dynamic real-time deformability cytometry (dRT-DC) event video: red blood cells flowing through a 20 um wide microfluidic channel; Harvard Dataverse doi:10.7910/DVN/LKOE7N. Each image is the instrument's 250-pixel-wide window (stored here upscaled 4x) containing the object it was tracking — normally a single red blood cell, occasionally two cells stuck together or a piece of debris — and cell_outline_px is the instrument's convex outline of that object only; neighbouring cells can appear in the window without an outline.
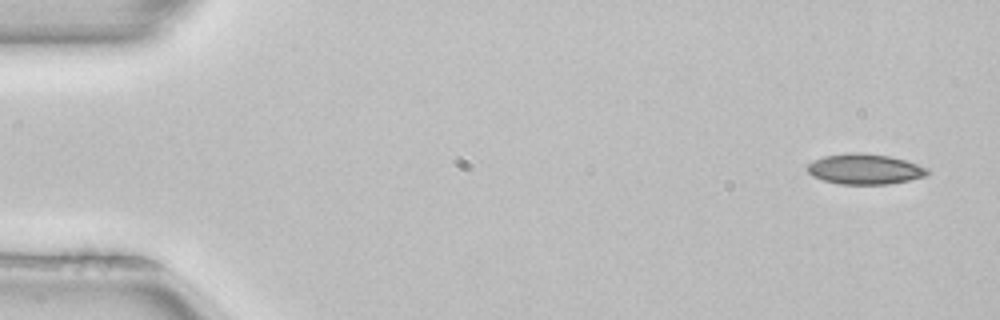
{"species": "common noctule bat (a hibernating species)", "species_latin": "Nyctalus noctula", "temperature_condition": "room temperature", "stored_images_in_passage": 52, "camera_frame_rate_fps": 3000, "um_per_image_px": 0.085, "animal": {"sex": "female", "body_mass_g": 22.7, "forearm_length_mm": 54.2}, "frame": {"image": 1, "passage_image": 3, "time_ms": 0.667, "image_size_px": [1000, 320], "cell_outline_px": [[928, 172], [924, 176], [908, 180], [888, 184], [840, 184], [824, 180], [812, 176], [808, 172], [808, 164], [812, 160], [824, 156], [848, 152], [856, 152], [888, 156], [904, 160], [928, 168]], "centroid_in_image_um": [73.46, 14.37], "position_along_channel_um": 11.5, "area_um2": 21.04}}
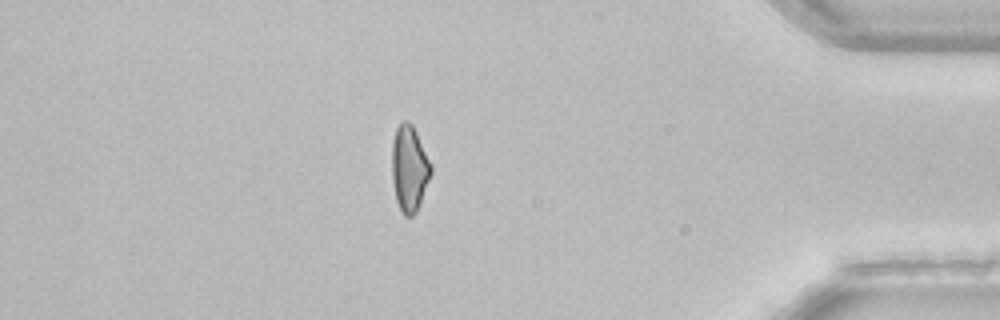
{"frame": {"image": 2, "passage_image": 45, "time_ms": 14.667, "image_size_px": [1000, 320], "cell_outline_px": [[432, 172], [416, 212], [412, 216], [404, 216], [396, 200], [392, 180], [392, 140], [396, 128], [400, 120], [408, 120], [412, 124], [432, 164]], "centroid_in_image_um": [34.78, 14.28], "position_along_channel_um": 400.4, "area_um2": 19.65}}
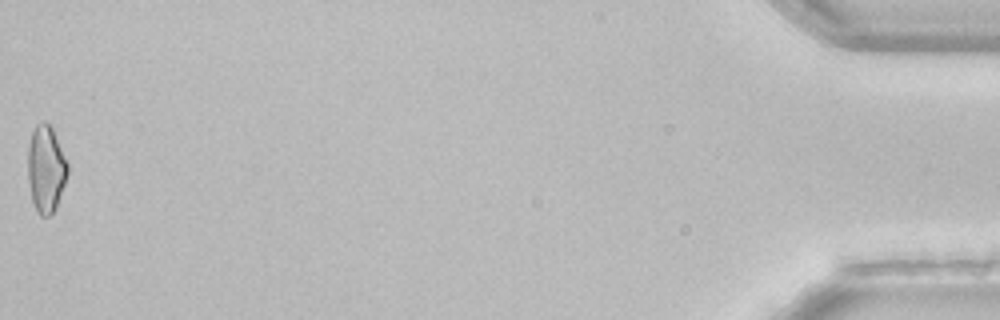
{"frame": {"image": 3, "passage_image": 52, "time_ms": 17.0, "image_size_px": [1000, 320], "cell_outline_px": [[68, 172], [56, 208], [48, 216], [40, 216], [32, 200], [28, 180], [28, 148], [32, 132], [36, 124], [44, 120], [52, 128], [68, 164]], "centroid_in_image_um": [3.9, 14.35], "position_along_channel_um": 431.3, "area_um2": 19.88}, "authors_computed_cell_mechanics": {"area_um2": 20.8369, "velocity_mm_per_s": 3.9923, "shape_relaxation_time_tau1_ms": null, "shape_relaxation_time_tau2_ms": 4.4036, "deformation_change_tau1": null, "deformation_change_tau2": 0.0987}}